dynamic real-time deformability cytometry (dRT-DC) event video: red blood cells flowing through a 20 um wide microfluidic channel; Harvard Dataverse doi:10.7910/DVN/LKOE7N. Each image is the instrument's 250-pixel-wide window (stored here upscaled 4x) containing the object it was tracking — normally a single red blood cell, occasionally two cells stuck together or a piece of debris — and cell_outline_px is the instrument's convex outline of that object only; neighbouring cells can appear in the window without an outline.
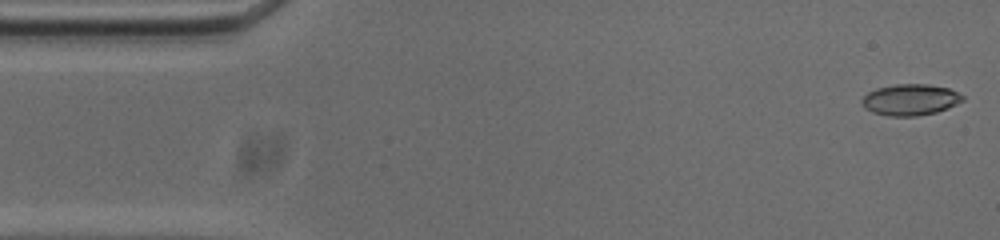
{"species": "common noctule bat (a hibernating species)", "species_latin": "Nyctalus noctula", "temperature_condition": "cold", "stored_images_in_passage": 53, "camera_frame_rate_fps": 3000, "um_per_image_px": 0.085, "animal": {"sex": "male", "body_mass_g": 20.0, "forearm_length_mm": 53.3}, "frame": {"image": 1, "passage_image": 1, "time_ms": 0.0, "image_size_px": [1000, 240], "cell_outline_px": [[964, 100], [948, 108], [936, 112], [916, 116], [888, 116], [872, 112], [864, 108], [860, 100], [868, 92], [876, 88], [896, 84], [928, 84], [948, 88], [964, 96]], "centroid_in_image_um": [77.35, 8.48], "position_along_channel_um": 7.6, "area_um2": 18.38}}
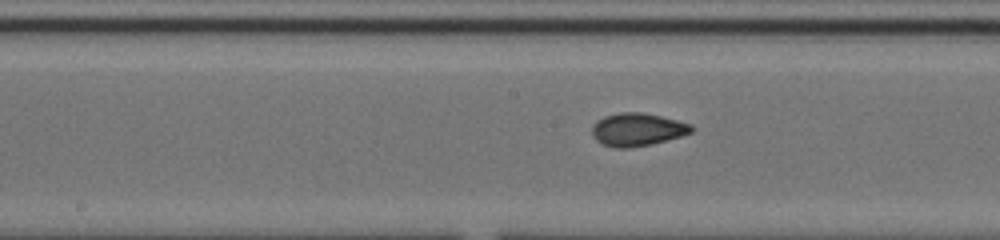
{"frame": {"image": 2, "passage_image": 25, "time_ms": 8.0, "image_size_px": [1000, 240], "cell_outline_px": [[696, 128], [692, 132], [680, 136], [648, 144], [628, 148], [616, 148], [604, 144], [596, 140], [592, 132], [592, 124], [596, 120], [604, 116], [620, 112], [644, 112], [692, 124]], "centroid_in_image_um": [54.16, 10.99], "position_along_channel_um": 194.0, "area_um2": 18.96}}
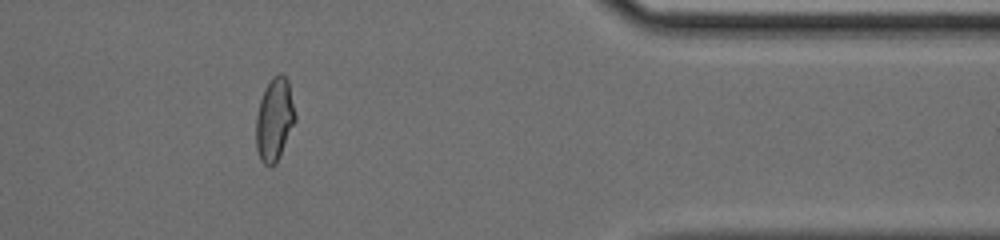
{"frame": {"image": 3, "passage_image": 43, "time_ms": 14.0, "image_size_px": [1000, 240], "cell_outline_px": [[296, 120], [280, 156], [276, 164], [264, 164], [260, 160], [256, 148], [256, 116], [260, 100], [264, 88], [272, 76], [280, 72], [288, 80], [296, 116]], "centroid_in_image_um": [23.32, 10.14], "position_along_channel_um": 388.1, "area_um2": 19.02}, "authors_computed_cell_mechanics": {"area_um2": 18.6116, "velocity_mm_per_s": 3.7356, "shape_relaxation_time_tau1_ms": null, "shape_relaxation_time_tau2_ms": 1.3816, "deformation_change_tau1": null, "deformation_change_tau2": 0.0565}}